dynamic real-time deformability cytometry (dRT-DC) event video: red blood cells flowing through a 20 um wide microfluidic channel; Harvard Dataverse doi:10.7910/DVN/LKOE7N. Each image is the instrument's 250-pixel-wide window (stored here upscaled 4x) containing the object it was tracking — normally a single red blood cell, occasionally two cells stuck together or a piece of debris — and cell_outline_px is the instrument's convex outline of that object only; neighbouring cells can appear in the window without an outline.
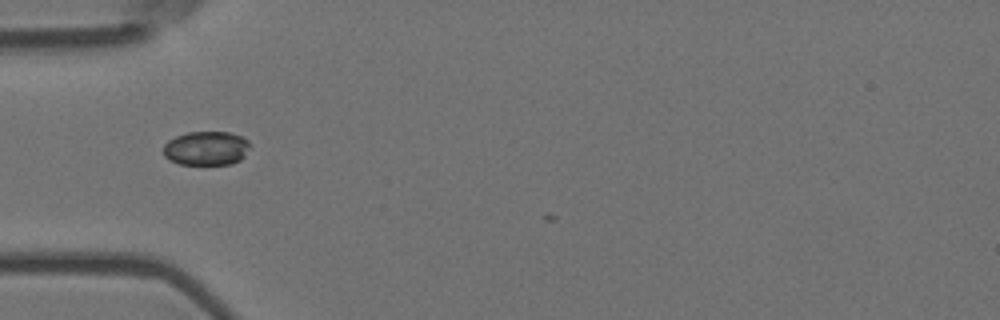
{"species": "Egyptian fruit bat (a non-hibernating species)", "species_latin": "Rousettus aegyptiacus", "temperature_condition": "room temperature", "stored_images_in_passage": 30, "camera_frame_rate_fps": 3000, "um_per_image_px": 0.085, "animal": {"sex": "female"}, "frame": {"image": 1, "passage_image": 1, "time_ms": 0.0, "image_size_px": [1000, 320], "cell_outline_px": [[252, 148], [240, 160], [232, 164], [180, 164], [168, 160], [164, 156], [164, 144], [168, 140], [176, 136], [188, 132], [228, 132], [240, 136], [248, 140], [252, 144]], "centroid_in_image_um": [17.56, 12.6], "position_along_channel_um": 67.4, "area_um2": 17.4}}
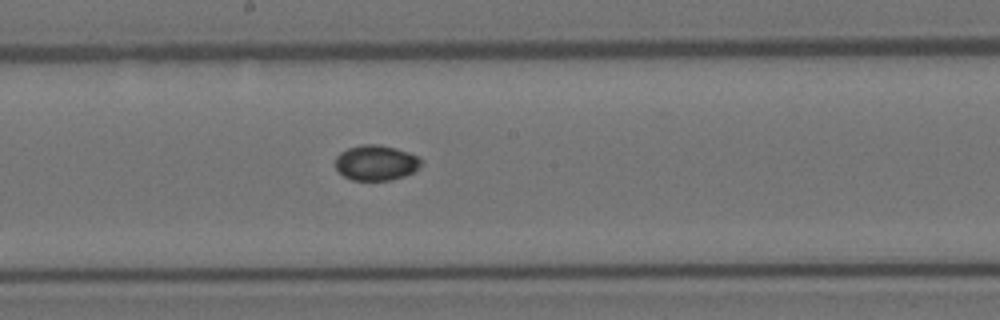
{"frame": {"image": 2, "passage_image": 13, "time_ms": 4.0, "image_size_px": [1000, 320], "cell_outline_px": [[424, 164], [412, 172], [404, 176], [388, 180], [352, 180], [344, 176], [336, 168], [336, 156], [340, 152], [348, 148], [364, 144], [376, 144], [396, 148], [420, 156], [424, 160]], "centroid_in_image_um": [32.0, 13.82], "position_along_channel_um": 216.2, "area_um2": 17.74}}
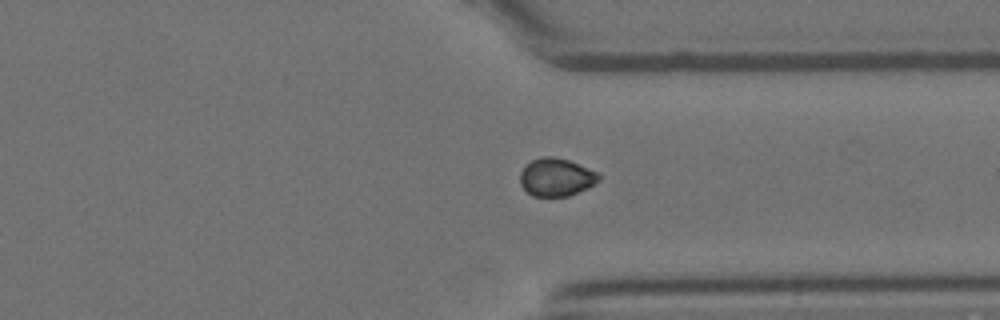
{"frame": {"image": 3, "passage_image": 25, "time_ms": 8.0, "image_size_px": [1000, 320], "cell_outline_px": [[600, 180], [568, 196], [532, 196], [520, 184], [520, 172], [532, 160], [540, 156], [552, 156], [568, 160], [596, 172], [600, 176]], "centroid_in_image_um": [47.24, 15.05], "position_along_channel_um": 364.2, "area_um2": 16.99}}